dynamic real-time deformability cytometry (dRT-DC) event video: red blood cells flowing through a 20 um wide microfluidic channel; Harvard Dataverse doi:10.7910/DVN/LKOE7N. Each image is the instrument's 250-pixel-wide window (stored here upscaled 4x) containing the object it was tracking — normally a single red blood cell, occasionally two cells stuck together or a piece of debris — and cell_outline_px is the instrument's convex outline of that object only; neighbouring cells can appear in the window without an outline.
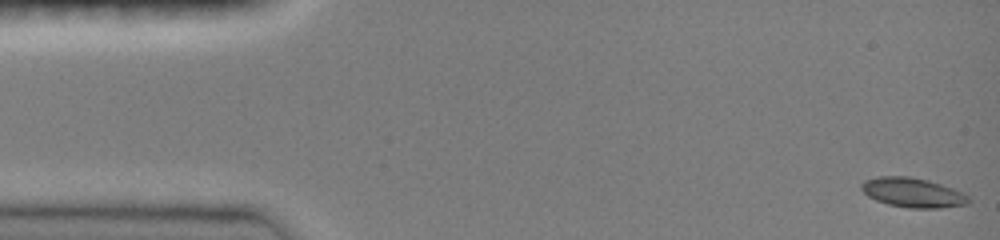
{"species": "common noctule bat (a hibernating species)", "species_latin": "Nyctalus noctula", "temperature_condition": "room temperature", "stored_images_in_passage": 19, "camera_frame_rate_fps": 3000, "um_per_image_px": 0.085, "animal": {"sex": "female", "body_mass_g": 19.0, "forearm_length_mm": 51.5}, "frame": {"image": 1, "passage_image": 1, "time_ms": 0.0, "image_size_px": [1000, 240], "cell_outline_px": [[968, 200], [964, 204], [940, 208], [908, 208], [888, 204], [876, 200], [868, 196], [860, 188], [860, 184], [864, 180], [876, 176], [908, 176], [928, 180], [952, 188], [968, 196]], "centroid_in_image_um": [77.5, 16.36], "position_along_channel_um": 7.5, "area_um2": 18.26}}
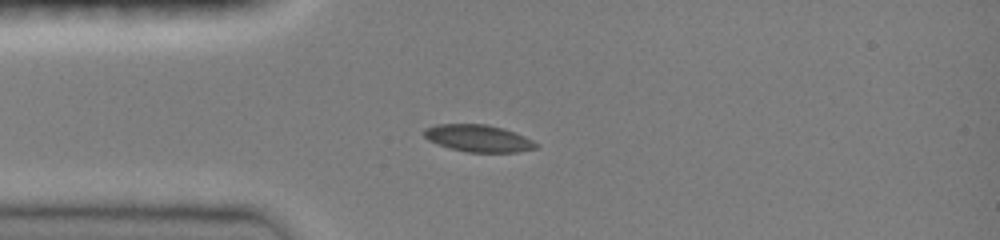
{"frame": {"image": 2, "passage_image": 10, "time_ms": 3.667, "image_size_px": [1000, 240], "cell_outline_px": [[540, 144], [536, 148], [516, 152], [468, 152], [452, 148], [428, 140], [424, 136], [424, 128], [436, 124], [484, 124], [504, 128], [524, 136]], "centroid_in_image_um": [40.67, 11.75], "position_along_channel_um": 44.3, "area_um2": 17.51}}
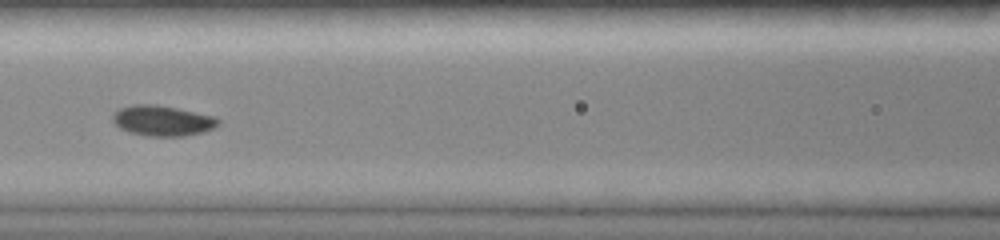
{"frame": {"image": 3, "passage_image": 17, "time_ms": 6.667, "image_size_px": [1000, 240], "cell_outline_px": [[220, 124], [204, 132], [180, 136], [144, 136], [128, 132], [120, 128], [112, 120], [112, 116], [120, 108], [136, 104], [156, 104], [216, 116], [220, 120]], "centroid_in_image_um": [13.82, 10.26], "position_along_channel_um": 152.8, "area_um2": 18.73}}